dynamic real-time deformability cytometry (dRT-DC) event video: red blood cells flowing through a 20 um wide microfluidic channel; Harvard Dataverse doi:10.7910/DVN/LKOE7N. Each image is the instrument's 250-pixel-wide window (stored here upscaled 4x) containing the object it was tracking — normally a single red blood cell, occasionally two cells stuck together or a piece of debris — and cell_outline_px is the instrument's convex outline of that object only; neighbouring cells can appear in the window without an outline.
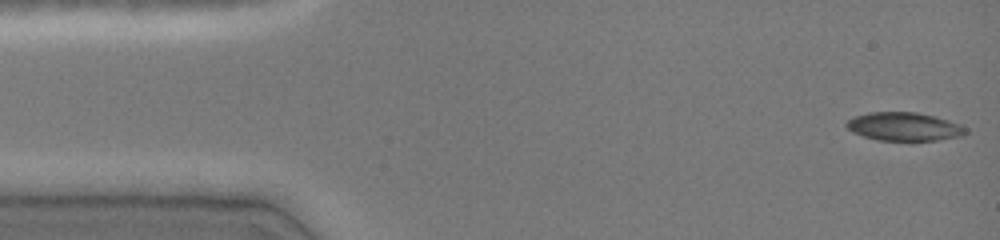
{"species": "common noctule bat (a hibernating species)", "species_latin": "Nyctalus noctula", "temperature_condition": "cold", "stored_images_in_passage": 46, "camera_frame_rate_fps": 3000, "um_per_image_px": 0.085, "animal": {"sex": "female", "body_mass_g": 19.0, "forearm_length_mm": 51.5}, "frame": {"image": 1, "passage_image": 1, "time_ms": 0.0, "image_size_px": [1000, 240], "cell_outline_px": [[968, 132], [964, 136], [940, 140], [912, 144], [908, 144], [876, 140], [852, 132], [844, 124], [852, 116], [868, 112], [916, 112], [936, 116], [960, 124], [968, 128]], "centroid_in_image_um": [76.89, 10.81], "position_along_channel_um": 8.1, "area_um2": 20.98}}
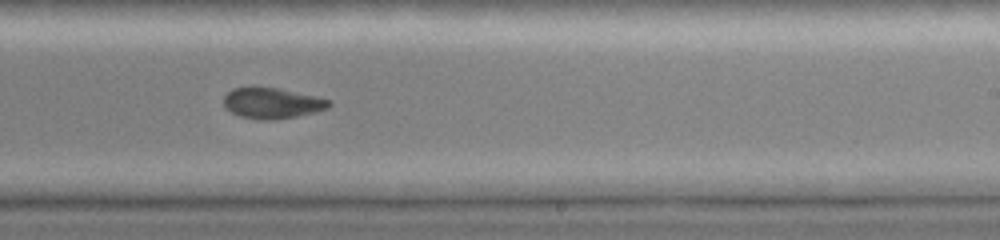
{"frame": {"image": 2, "passage_image": 28, "time_ms": 9.0, "image_size_px": [1000, 240], "cell_outline_px": [[332, 104], [328, 108], [296, 116], [276, 120], [260, 120], [240, 116], [224, 108], [224, 96], [232, 88], [248, 84], [252, 84], [276, 88], [316, 96], [332, 100]], "centroid_in_image_um": [23.07, 8.73], "position_along_channel_um": 265.9, "area_um2": 19.36}}
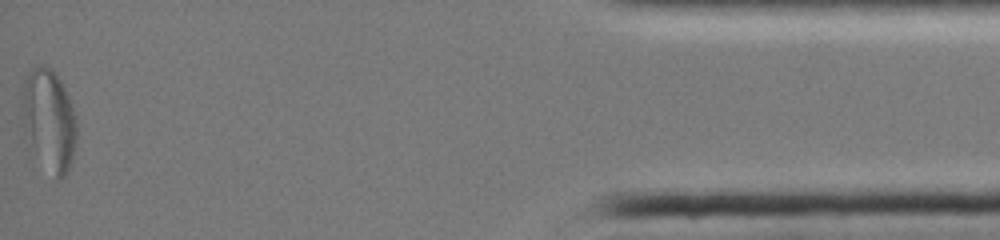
{"frame": {"image": 3, "passage_image": 46, "time_ms": 15.0, "image_size_px": [1000, 240], "cell_outline_px": [[76, 140], [72, 160], [64, 176], [56, 180], [28, 152], [20, 116], [20, 92], [28, 72], [32, 68], [40, 64], [44, 64], [52, 68], [60, 80], [68, 96], [76, 120]], "centroid_in_image_um": [4.07, 10.24], "position_along_channel_um": 431.1, "area_um2": 33.81}, "authors_computed_cell_mechanics": {"area_um2": 20.1433, "velocity_mm_per_s": 4.0835, "shape_relaxation_time_tau1_ms": null, "shape_relaxation_time_tau2_ms": 2.7748, "deformation_change_tau1": null, "deformation_change_tau2": 0.0654}}